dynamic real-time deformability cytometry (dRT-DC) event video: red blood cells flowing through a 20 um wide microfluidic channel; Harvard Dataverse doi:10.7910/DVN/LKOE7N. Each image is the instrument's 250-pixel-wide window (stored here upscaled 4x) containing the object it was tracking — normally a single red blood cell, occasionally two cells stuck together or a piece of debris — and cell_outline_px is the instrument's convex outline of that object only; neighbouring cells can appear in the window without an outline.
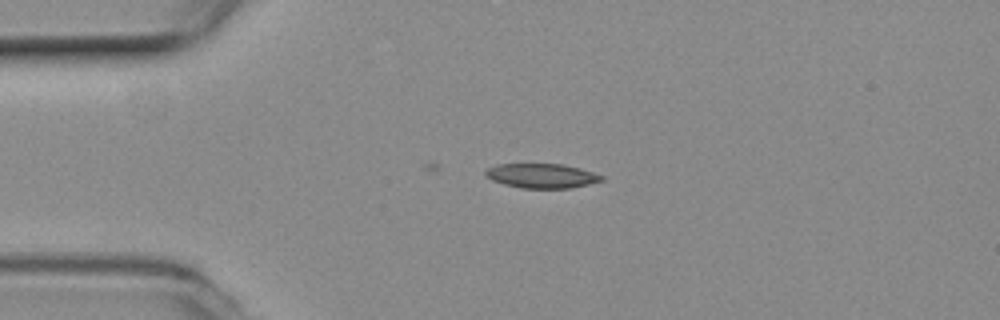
{"species": "common noctule bat (a hibernating species)", "species_latin": "Nyctalus noctula", "temperature_condition": "room temperature", "stored_images_in_passage": 3, "camera_frame_rate_fps": 3000, "um_per_image_px": 0.085, "animal": {"sex": "female", "body_mass_g": 19.3, "forearm_length_mm": 54.1}, "frame": {"image": 1, "passage_image": 3, "time_ms": 0.667, "image_size_px": [1000, 320], "cell_outline_px": [[604, 180], [572, 188], [520, 188], [504, 184], [492, 180], [484, 176], [484, 172], [488, 168], [496, 164], [564, 164], [580, 168], [604, 176]], "centroid_in_image_um": [46.03, 14.94], "position_along_channel_um": 39.0, "area_um2": 16.65}}